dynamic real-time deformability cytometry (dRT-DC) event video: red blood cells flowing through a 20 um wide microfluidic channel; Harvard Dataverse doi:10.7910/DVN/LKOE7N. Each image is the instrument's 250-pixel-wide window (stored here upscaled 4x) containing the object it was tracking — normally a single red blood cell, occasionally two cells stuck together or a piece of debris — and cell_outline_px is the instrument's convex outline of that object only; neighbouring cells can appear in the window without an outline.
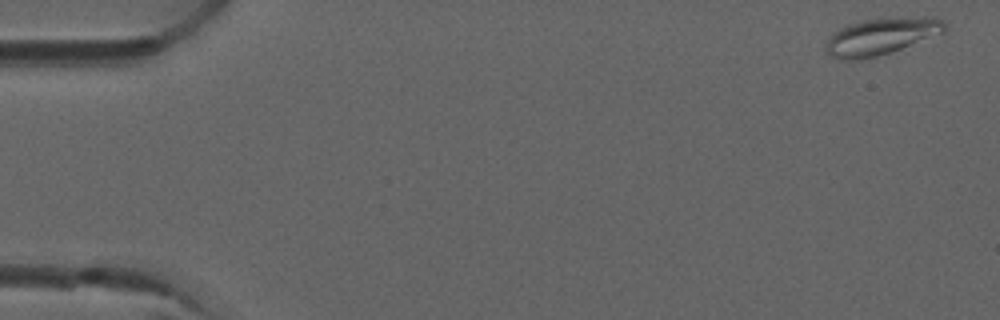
{"species": "common noctule bat (a hibernating species)", "species_latin": "Nyctalus noctula", "temperature_condition": "room temperature", "stored_images_in_passage": 6, "camera_frame_rate_fps": 3000, "um_per_image_px": 0.085, "animal": {"sex": "male", "forearm_length_mm": 52.5}, "frame": {"image": 1, "passage_image": 1, "time_ms": 0.0, "image_size_px": [1000, 320], "cell_outline_px": [[944, 32], [892, 52], [860, 60], [840, 60], [828, 56], [824, 48], [828, 36], [840, 28], [848, 24], [864, 20], [924, 16], [932, 16], [944, 20]], "centroid_in_image_um": [74.84, 3.11], "position_along_channel_um": 10.2, "area_um2": 25.61}}